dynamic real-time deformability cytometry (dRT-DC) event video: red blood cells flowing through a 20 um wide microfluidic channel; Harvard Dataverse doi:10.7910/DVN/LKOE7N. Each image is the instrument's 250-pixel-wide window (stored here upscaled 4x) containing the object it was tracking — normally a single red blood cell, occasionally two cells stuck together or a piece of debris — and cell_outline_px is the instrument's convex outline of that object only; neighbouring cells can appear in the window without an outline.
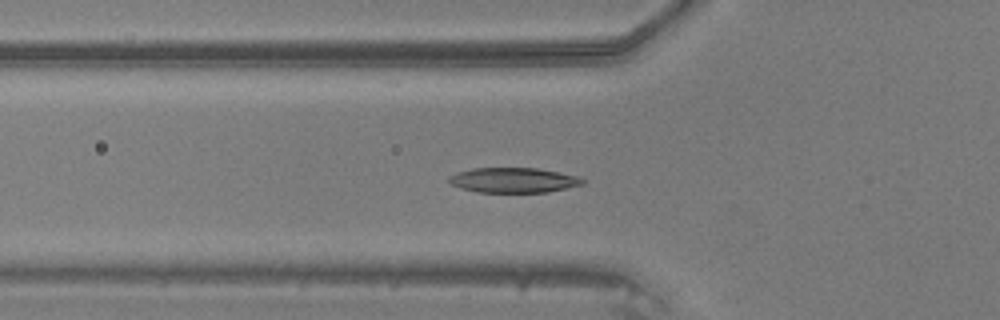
{"species": "common noctule bat (a hibernating species)", "species_latin": "Nyctalus noctula", "temperature_condition": "warm", "stored_images_in_passage": 50, "segment_of_instrument_passage": [1, 2], "camera_frame_rate_fps": 3000, "um_per_image_px": 0.085, "animal": {"sex": "male", "body_mass_g": 20.5, "forearm_length_mm": 52.5}, "frame": {"image": 1, "passage_image": 18, "time_ms": 5.667, "image_size_px": [1000, 320], "cell_outline_px": [[584, 184], [548, 192], [476, 192], [460, 188], [452, 184], [448, 180], [448, 176], [456, 172], [472, 168], [536, 168], [576, 176], [584, 180]], "centroid_in_image_um": [43.59, 15.31], "position_along_channel_um": 82.2, "area_um2": 19.36}}
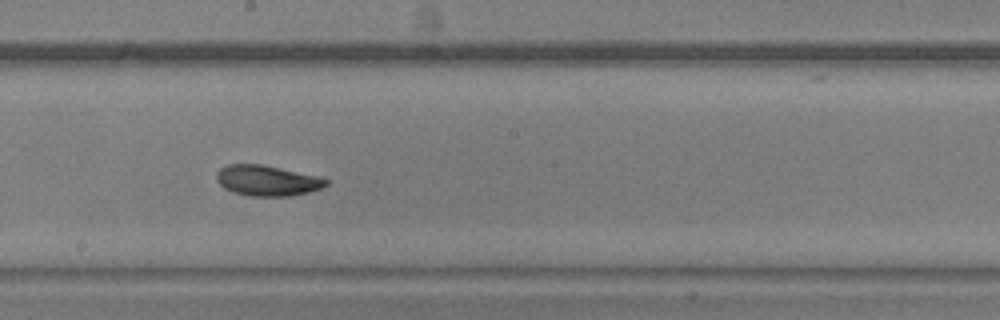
{"frame": {"image": 2, "passage_image": 28, "time_ms": 9.0, "image_size_px": [1000, 320], "cell_outline_px": [[328, 184], [320, 188], [308, 192], [292, 196], [252, 196], [232, 192], [224, 188], [216, 180], [216, 172], [220, 168], [228, 164], [260, 164], [320, 176], [328, 180]], "centroid_in_image_um": [22.69, 15.35], "position_along_channel_um": 225.5, "area_um2": 19.54}}
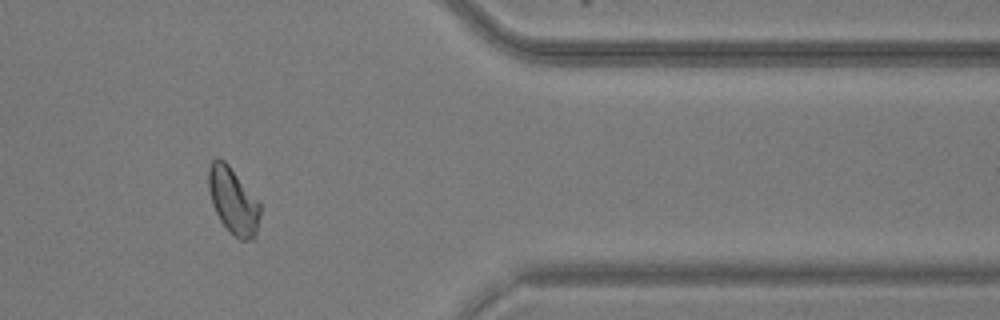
{"frame": {"image": 3, "passage_image": 41, "time_ms": 13.333, "image_size_px": [1000, 320], "cell_outline_px": [[260, 216], [256, 236], [252, 240], [240, 240], [220, 220], [212, 204], [208, 188], [208, 168], [212, 160], [216, 156], [224, 160], [228, 164], [260, 204]], "centroid_in_image_um": [19.8, 17.05], "position_along_channel_um": 391.6, "area_um2": 19.71}}